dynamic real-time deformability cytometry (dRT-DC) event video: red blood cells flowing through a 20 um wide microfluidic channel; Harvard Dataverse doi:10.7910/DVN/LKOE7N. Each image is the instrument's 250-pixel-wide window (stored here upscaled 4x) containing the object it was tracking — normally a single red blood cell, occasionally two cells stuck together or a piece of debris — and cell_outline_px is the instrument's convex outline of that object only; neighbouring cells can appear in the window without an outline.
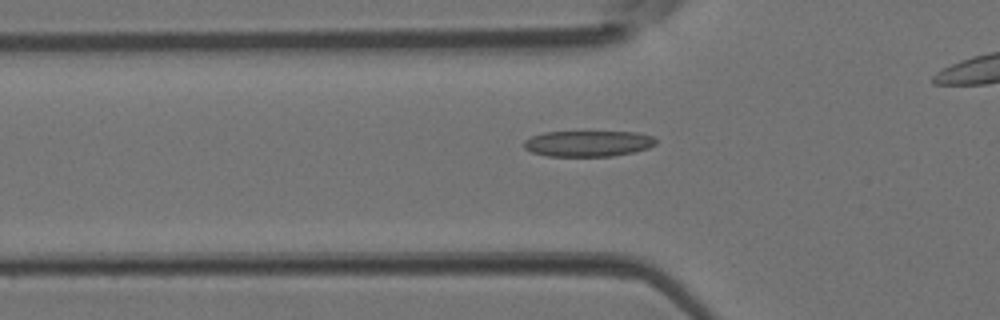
{"species": "Egyptian fruit bat (a non-hibernating species)", "species_latin": "Rousettus aegyptiacus", "temperature_condition": "room temperature", "stored_images_in_passage": 28, "camera_frame_rate_fps": 3000, "um_per_image_px": 0.085, "animal": {"sex": "female"}, "frame": {"image": 1, "passage_image": 6, "time_ms": 1.667, "image_size_px": [1000, 320], "cell_outline_px": [[656, 144], [648, 148], [636, 152], [612, 156], [548, 156], [532, 152], [524, 148], [524, 140], [532, 136], [544, 132], [636, 132], [652, 136], [656, 140]], "centroid_in_image_um": [50.0, 12.2], "position_along_channel_um": 75.8, "area_um2": 19.94}}
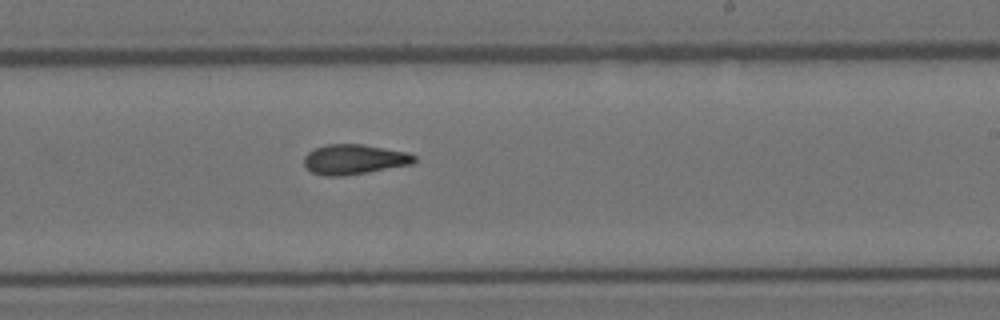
{"frame": {"image": 2, "passage_image": 18, "time_ms": 5.667, "image_size_px": [1000, 320], "cell_outline_px": [[416, 160], [412, 164], [368, 172], [340, 176], [324, 176], [312, 172], [304, 164], [304, 156], [308, 152], [316, 148], [328, 144], [364, 144], [408, 152], [416, 156]], "centroid_in_image_um": [30.12, 13.54], "position_along_channel_um": 258.9, "area_um2": 19.25}}
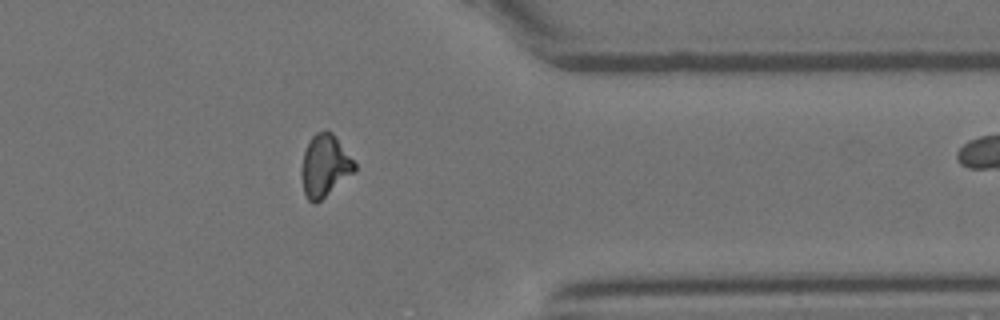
{"frame": {"image": 3, "passage_image": 27, "time_ms": 8.667, "image_size_px": [1000, 320], "cell_outline_px": [[356, 172], [316, 204], [312, 204], [308, 200], [304, 192], [300, 176], [304, 152], [312, 136], [316, 132], [324, 128], [332, 132], [356, 164]], "centroid_in_image_um": [27.6, 14.11], "position_along_channel_um": 383.8, "area_um2": 19.42}}